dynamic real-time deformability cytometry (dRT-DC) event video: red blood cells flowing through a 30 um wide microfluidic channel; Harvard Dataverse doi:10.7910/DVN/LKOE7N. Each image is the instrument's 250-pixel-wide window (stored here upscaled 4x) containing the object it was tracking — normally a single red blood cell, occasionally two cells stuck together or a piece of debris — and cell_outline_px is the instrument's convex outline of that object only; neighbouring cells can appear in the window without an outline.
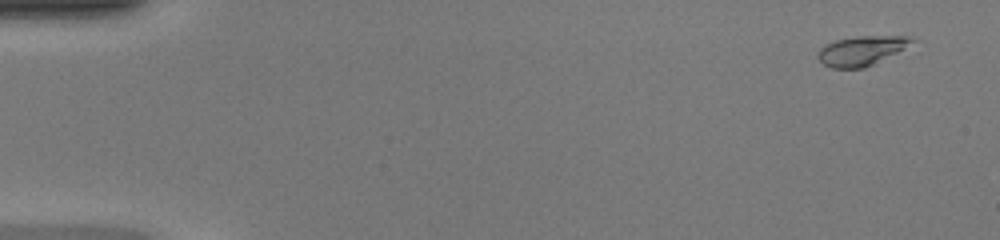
{"species": "common noctule bat (a hibernating species)", "species_latin": "Nyctalus noctula", "temperature_condition": "warm", "stored_images_in_passage": 6, "camera_frame_rate_fps": 3000, "um_per_image_px": 0.085, "animal": {"sex": "female", "body_mass_g": 20.0, "forearm_length_mm": 54.0}, "frame": {"image": 1, "passage_image": 3, "time_ms": 0.667, "image_size_px": [1000, 240], "cell_outline_px": [[916, 40], [896, 52], [864, 68], [832, 68], [824, 64], [816, 56], [820, 48], [836, 40], [856, 36], [912, 36]], "centroid_in_image_um": [73.19, 4.3], "position_along_channel_um": 11.8, "area_um2": 15.78}}